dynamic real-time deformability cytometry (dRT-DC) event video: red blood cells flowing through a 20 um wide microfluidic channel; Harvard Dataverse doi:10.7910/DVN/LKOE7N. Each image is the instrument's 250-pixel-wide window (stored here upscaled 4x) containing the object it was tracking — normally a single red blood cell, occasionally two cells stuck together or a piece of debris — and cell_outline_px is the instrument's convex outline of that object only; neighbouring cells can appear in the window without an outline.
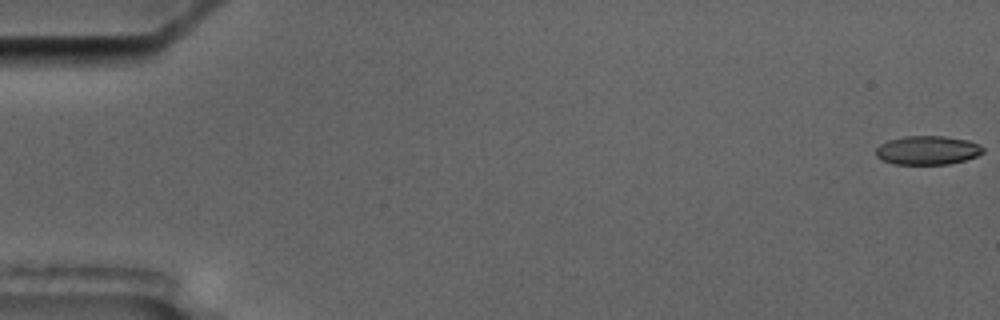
{"species": "common noctule bat (a hibernating species)", "species_latin": "Nyctalus noctula", "temperature_condition": "cold", "stored_images_in_passage": 6, "camera_frame_rate_fps": 3000, "um_per_image_px": 0.085, "animal": {"sex": "male", "body_mass_g": 17.5, "forearm_length_mm": 52.3}, "frame": {"image": 1, "passage_image": 1, "time_ms": 0.0, "image_size_px": [1000, 320], "cell_outline_px": [[984, 152], [976, 156], [964, 160], [948, 164], [892, 164], [876, 156], [876, 148], [880, 144], [888, 140], [904, 136], [944, 136], [968, 140], [980, 144], [984, 148]], "centroid_in_image_um": [78.85, 12.76], "position_along_channel_um": 6.2, "area_um2": 18.03}}